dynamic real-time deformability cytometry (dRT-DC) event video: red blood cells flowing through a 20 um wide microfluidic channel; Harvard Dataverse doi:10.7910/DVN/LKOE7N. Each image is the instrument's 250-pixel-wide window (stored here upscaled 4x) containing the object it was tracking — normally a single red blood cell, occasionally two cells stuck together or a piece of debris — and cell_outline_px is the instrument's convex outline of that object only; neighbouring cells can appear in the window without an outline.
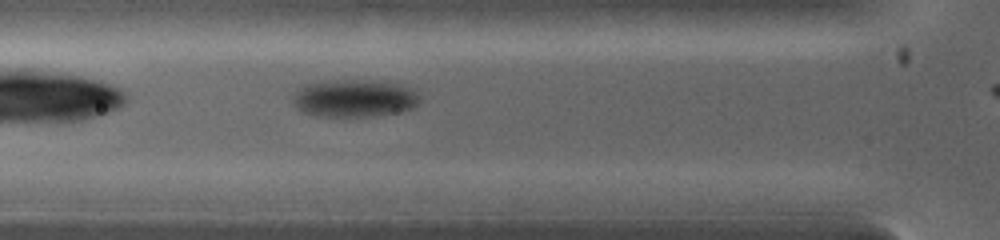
{"species": "common noctule bat (a hibernating species)", "species_latin": "Nyctalus noctula", "temperature_condition": "warm", "stored_images_in_passage": 34, "camera_frame_rate_fps": 5000, "um_per_image_px": 0.085, "animal": {"sex": "female", "body_mass_g": 19.0, "forearm_length_mm": 53.3}, "frame": {"image": 1, "passage_image": 4, "time_ms": 0.4, "image_size_px": [1000, 240], "cell_outline_px": [[420, 100], [412, 108], [392, 112], [368, 116], [320, 116], [304, 112], [296, 108], [292, 96], [304, 84], [332, 80], [360, 80], [400, 84], [412, 88], [420, 96]], "centroid_in_image_um": [30.09, 8.34], "position_along_channel_um": 95.7, "area_um2": 27.34}}
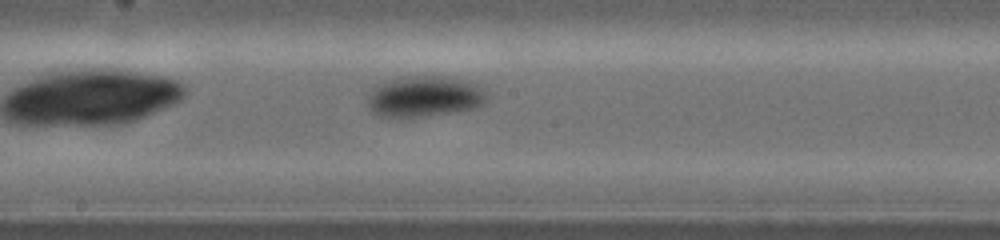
{"frame": {"image": 2, "passage_image": 19, "time_ms": 2.4, "image_size_px": [1000, 240], "cell_outline_px": [[488, 100], [484, 104], [476, 108], [420, 116], [380, 116], [368, 104], [368, 96], [372, 88], [392, 80], [404, 76], [444, 76], [468, 80], [480, 84], [488, 96]], "centroid_in_image_um": [36.18, 8.17], "position_along_channel_um": 212.0, "area_um2": 28.09}}
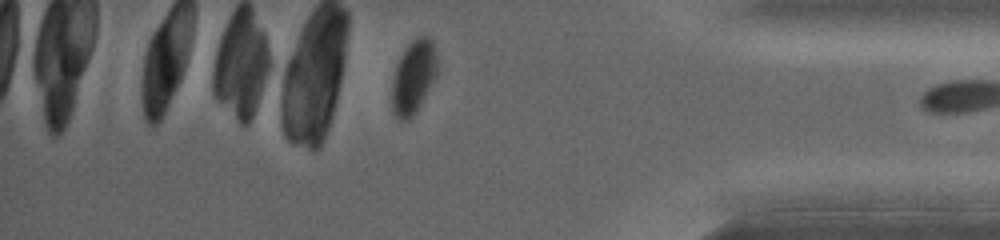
{"frame": {"image": 3, "passage_image": 33, "time_ms": 6.0, "image_size_px": [1000, 240], "cell_outline_px": [[436, 76], [416, 112], [408, 120], [396, 120], [392, 112], [392, 80], [396, 64], [400, 56], [408, 44], [416, 36], [428, 36], [432, 40], [436, 56]], "centroid_in_image_um": [35.11, 6.55], "position_along_channel_um": 400.1, "area_um2": 19.42}}